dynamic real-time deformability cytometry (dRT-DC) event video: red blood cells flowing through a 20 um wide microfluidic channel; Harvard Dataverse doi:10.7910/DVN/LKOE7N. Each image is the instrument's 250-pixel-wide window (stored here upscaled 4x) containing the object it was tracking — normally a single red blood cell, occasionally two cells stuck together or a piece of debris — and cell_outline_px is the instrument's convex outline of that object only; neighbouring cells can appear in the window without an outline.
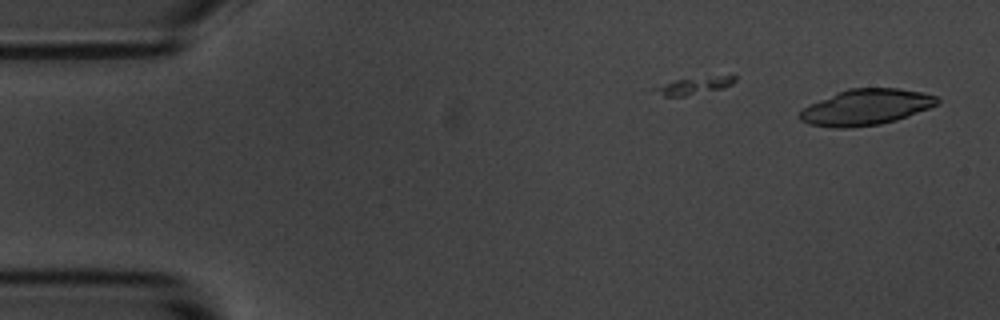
{"species": "common noctule bat (a hibernating species)", "species_latin": "Nyctalus noctula", "temperature_condition": "room temperature", "stored_images_in_passage": 38, "camera_frame_rate_fps": 3000, "um_per_image_px": 0.085, "animal": {"sex": "male", "body_mass_g": 20.1, "forearm_length_mm": 53.5}, "frame": {"image": 1, "passage_image": 1, "time_ms": 0.0, "image_size_px": [1000, 320], "cell_outline_px": [[940, 104], [908, 116], [896, 120], [880, 124], [848, 128], [836, 128], [808, 124], [800, 120], [800, 112], [804, 108], [836, 92], [848, 88], [896, 88], [924, 92], [936, 96], [940, 100]], "centroid_in_image_um": [73.65, 9.11], "position_along_channel_um": 11.3, "area_um2": 28.73}}